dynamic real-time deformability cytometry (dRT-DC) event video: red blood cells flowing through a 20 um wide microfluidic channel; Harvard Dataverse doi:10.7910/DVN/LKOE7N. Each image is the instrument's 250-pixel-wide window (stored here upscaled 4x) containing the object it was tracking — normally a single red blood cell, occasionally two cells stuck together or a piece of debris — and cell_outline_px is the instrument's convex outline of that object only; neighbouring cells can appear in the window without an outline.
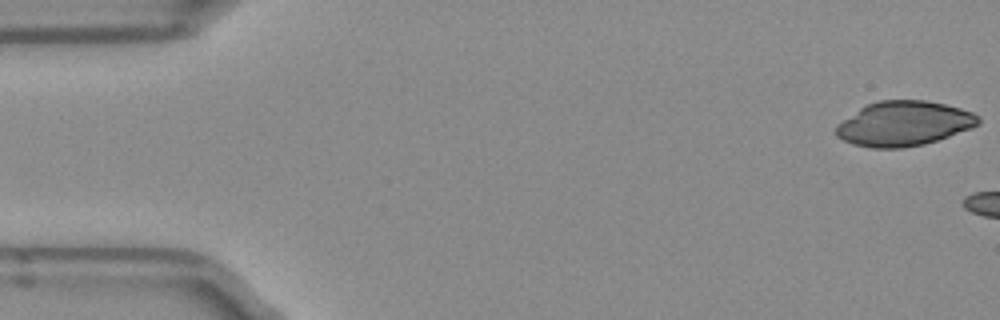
{"species": "Egyptian fruit bat (a non-hibernating species)", "species_latin": "Rousettus aegyptiacus", "temperature_condition": "room temperature", "stored_images_in_passage": 5, "camera_frame_rate_fps": 3000, "um_per_image_px": 0.085, "frame": {"image": 1, "passage_image": 1, "time_ms": 0.0, "image_size_px": [1000, 320], "cell_outline_px": [[980, 124], [972, 128], [924, 144], [904, 148], [872, 148], [852, 144], [836, 136], [836, 124], [860, 108], [868, 104], [880, 100], [924, 100], [944, 104], [960, 108], [972, 112], [980, 116]], "centroid_in_image_um": [76.82, 10.51], "position_along_channel_um": 8.2, "area_um2": 37.05}}